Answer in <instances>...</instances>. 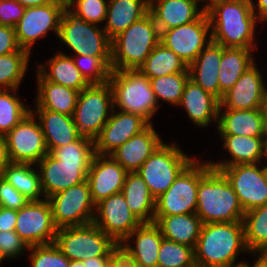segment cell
Wrapping results in <instances>:
<instances>
[{
  "instance_id": "obj_31",
  "label": "cell",
  "mask_w": 267,
  "mask_h": 267,
  "mask_svg": "<svg viewBox=\"0 0 267 267\" xmlns=\"http://www.w3.org/2000/svg\"><path fill=\"white\" fill-rule=\"evenodd\" d=\"M36 79L38 80L36 109H47L73 116L79 91L47 81L38 71Z\"/></svg>"
},
{
  "instance_id": "obj_60",
  "label": "cell",
  "mask_w": 267,
  "mask_h": 267,
  "mask_svg": "<svg viewBox=\"0 0 267 267\" xmlns=\"http://www.w3.org/2000/svg\"><path fill=\"white\" fill-rule=\"evenodd\" d=\"M203 1L206 2L207 4L203 5V9L206 11L211 5H213L214 3L216 2H219V1H228V0H201V2Z\"/></svg>"
},
{
  "instance_id": "obj_24",
  "label": "cell",
  "mask_w": 267,
  "mask_h": 267,
  "mask_svg": "<svg viewBox=\"0 0 267 267\" xmlns=\"http://www.w3.org/2000/svg\"><path fill=\"white\" fill-rule=\"evenodd\" d=\"M201 0H149V13L159 33L196 21L204 12L198 9ZM156 2V3H155Z\"/></svg>"
},
{
  "instance_id": "obj_34",
  "label": "cell",
  "mask_w": 267,
  "mask_h": 267,
  "mask_svg": "<svg viewBox=\"0 0 267 267\" xmlns=\"http://www.w3.org/2000/svg\"><path fill=\"white\" fill-rule=\"evenodd\" d=\"M47 64L49 66L41 64L37 68V71L47 81L64 85L79 92L90 85L75 66L73 57L67 56L65 53L58 52V54L47 61ZM46 68H49V71Z\"/></svg>"
},
{
  "instance_id": "obj_53",
  "label": "cell",
  "mask_w": 267,
  "mask_h": 267,
  "mask_svg": "<svg viewBox=\"0 0 267 267\" xmlns=\"http://www.w3.org/2000/svg\"><path fill=\"white\" fill-rule=\"evenodd\" d=\"M10 163L8 149L5 137L0 135V176L3 175L4 169Z\"/></svg>"
},
{
  "instance_id": "obj_8",
  "label": "cell",
  "mask_w": 267,
  "mask_h": 267,
  "mask_svg": "<svg viewBox=\"0 0 267 267\" xmlns=\"http://www.w3.org/2000/svg\"><path fill=\"white\" fill-rule=\"evenodd\" d=\"M194 160L179 149V146L163 143L136 171L154 198L165 193L179 174Z\"/></svg>"
},
{
  "instance_id": "obj_43",
  "label": "cell",
  "mask_w": 267,
  "mask_h": 267,
  "mask_svg": "<svg viewBox=\"0 0 267 267\" xmlns=\"http://www.w3.org/2000/svg\"><path fill=\"white\" fill-rule=\"evenodd\" d=\"M194 248L163 238L157 267H192Z\"/></svg>"
},
{
  "instance_id": "obj_35",
  "label": "cell",
  "mask_w": 267,
  "mask_h": 267,
  "mask_svg": "<svg viewBox=\"0 0 267 267\" xmlns=\"http://www.w3.org/2000/svg\"><path fill=\"white\" fill-rule=\"evenodd\" d=\"M252 51L254 49L224 47L218 72L220 99L224 93L234 86L241 75L255 63Z\"/></svg>"
},
{
  "instance_id": "obj_61",
  "label": "cell",
  "mask_w": 267,
  "mask_h": 267,
  "mask_svg": "<svg viewBox=\"0 0 267 267\" xmlns=\"http://www.w3.org/2000/svg\"><path fill=\"white\" fill-rule=\"evenodd\" d=\"M69 267H86V266L83 264V261L73 260V261H70Z\"/></svg>"
},
{
  "instance_id": "obj_7",
  "label": "cell",
  "mask_w": 267,
  "mask_h": 267,
  "mask_svg": "<svg viewBox=\"0 0 267 267\" xmlns=\"http://www.w3.org/2000/svg\"><path fill=\"white\" fill-rule=\"evenodd\" d=\"M211 168L208 161L193 160L167 191L156 198L154 216L195 214L199 181Z\"/></svg>"
},
{
  "instance_id": "obj_4",
  "label": "cell",
  "mask_w": 267,
  "mask_h": 267,
  "mask_svg": "<svg viewBox=\"0 0 267 267\" xmlns=\"http://www.w3.org/2000/svg\"><path fill=\"white\" fill-rule=\"evenodd\" d=\"M159 42L158 27L148 13L111 40V70L139 69Z\"/></svg>"
},
{
  "instance_id": "obj_55",
  "label": "cell",
  "mask_w": 267,
  "mask_h": 267,
  "mask_svg": "<svg viewBox=\"0 0 267 267\" xmlns=\"http://www.w3.org/2000/svg\"><path fill=\"white\" fill-rule=\"evenodd\" d=\"M19 2L23 7H40L45 6L52 3L54 0H16Z\"/></svg>"
},
{
  "instance_id": "obj_33",
  "label": "cell",
  "mask_w": 267,
  "mask_h": 267,
  "mask_svg": "<svg viewBox=\"0 0 267 267\" xmlns=\"http://www.w3.org/2000/svg\"><path fill=\"white\" fill-rule=\"evenodd\" d=\"M224 149L228 150L231 160L223 162H209L216 170L237 164L256 163L261 165L262 158V137H249L240 135H221Z\"/></svg>"
},
{
  "instance_id": "obj_23",
  "label": "cell",
  "mask_w": 267,
  "mask_h": 267,
  "mask_svg": "<svg viewBox=\"0 0 267 267\" xmlns=\"http://www.w3.org/2000/svg\"><path fill=\"white\" fill-rule=\"evenodd\" d=\"M163 143L151 123L113 151L110 156L127 172H136Z\"/></svg>"
},
{
  "instance_id": "obj_6",
  "label": "cell",
  "mask_w": 267,
  "mask_h": 267,
  "mask_svg": "<svg viewBox=\"0 0 267 267\" xmlns=\"http://www.w3.org/2000/svg\"><path fill=\"white\" fill-rule=\"evenodd\" d=\"M54 244L70 261L120 254L119 244L94 223L58 228Z\"/></svg>"
},
{
  "instance_id": "obj_46",
  "label": "cell",
  "mask_w": 267,
  "mask_h": 267,
  "mask_svg": "<svg viewBox=\"0 0 267 267\" xmlns=\"http://www.w3.org/2000/svg\"><path fill=\"white\" fill-rule=\"evenodd\" d=\"M107 6L108 1L106 0H66V7L71 12L83 18L86 22L96 25L106 20ZM71 7H73V10Z\"/></svg>"
},
{
  "instance_id": "obj_41",
  "label": "cell",
  "mask_w": 267,
  "mask_h": 267,
  "mask_svg": "<svg viewBox=\"0 0 267 267\" xmlns=\"http://www.w3.org/2000/svg\"><path fill=\"white\" fill-rule=\"evenodd\" d=\"M189 78V72H180L149 80L158 103L159 99H162L169 104L178 106L182 98L184 86Z\"/></svg>"
},
{
  "instance_id": "obj_18",
  "label": "cell",
  "mask_w": 267,
  "mask_h": 267,
  "mask_svg": "<svg viewBox=\"0 0 267 267\" xmlns=\"http://www.w3.org/2000/svg\"><path fill=\"white\" fill-rule=\"evenodd\" d=\"M42 192L48 197L64 191L87 179L91 162H64L51 153L38 163Z\"/></svg>"
},
{
  "instance_id": "obj_2",
  "label": "cell",
  "mask_w": 267,
  "mask_h": 267,
  "mask_svg": "<svg viewBox=\"0 0 267 267\" xmlns=\"http://www.w3.org/2000/svg\"><path fill=\"white\" fill-rule=\"evenodd\" d=\"M249 252L242 221L203 224L194 248L195 264L205 267H240L237 255Z\"/></svg>"
},
{
  "instance_id": "obj_14",
  "label": "cell",
  "mask_w": 267,
  "mask_h": 267,
  "mask_svg": "<svg viewBox=\"0 0 267 267\" xmlns=\"http://www.w3.org/2000/svg\"><path fill=\"white\" fill-rule=\"evenodd\" d=\"M65 8L66 0H54L45 6L26 8L14 27L19 46L31 53L33 43L46 36L49 30L55 31L58 36Z\"/></svg>"
},
{
  "instance_id": "obj_11",
  "label": "cell",
  "mask_w": 267,
  "mask_h": 267,
  "mask_svg": "<svg viewBox=\"0 0 267 267\" xmlns=\"http://www.w3.org/2000/svg\"><path fill=\"white\" fill-rule=\"evenodd\" d=\"M47 199L57 228L84 226L94 221L96 204L87 179Z\"/></svg>"
},
{
  "instance_id": "obj_13",
  "label": "cell",
  "mask_w": 267,
  "mask_h": 267,
  "mask_svg": "<svg viewBox=\"0 0 267 267\" xmlns=\"http://www.w3.org/2000/svg\"><path fill=\"white\" fill-rule=\"evenodd\" d=\"M211 41V25L206 11L194 22L160 33V42L178 55L187 66Z\"/></svg>"
},
{
  "instance_id": "obj_42",
  "label": "cell",
  "mask_w": 267,
  "mask_h": 267,
  "mask_svg": "<svg viewBox=\"0 0 267 267\" xmlns=\"http://www.w3.org/2000/svg\"><path fill=\"white\" fill-rule=\"evenodd\" d=\"M74 57L75 66L90 84L108 82L111 72V56L75 55Z\"/></svg>"
},
{
  "instance_id": "obj_52",
  "label": "cell",
  "mask_w": 267,
  "mask_h": 267,
  "mask_svg": "<svg viewBox=\"0 0 267 267\" xmlns=\"http://www.w3.org/2000/svg\"><path fill=\"white\" fill-rule=\"evenodd\" d=\"M118 256H99L83 261L86 267H111Z\"/></svg>"
},
{
  "instance_id": "obj_59",
  "label": "cell",
  "mask_w": 267,
  "mask_h": 267,
  "mask_svg": "<svg viewBox=\"0 0 267 267\" xmlns=\"http://www.w3.org/2000/svg\"><path fill=\"white\" fill-rule=\"evenodd\" d=\"M262 156H266L267 159V131L262 136Z\"/></svg>"
},
{
  "instance_id": "obj_16",
  "label": "cell",
  "mask_w": 267,
  "mask_h": 267,
  "mask_svg": "<svg viewBox=\"0 0 267 267\" xmlns=\"http://www.w3.org/2000/svg\"><path fill=\"white\" fill-rule=\"evenodd\" d=\"M258 167L256 163H247L224 167L220 170L238 196L244 212L267 204V180L264 167Z\"/></svg>"
},
{
  "instance_id": "obj_56",
  "label": "cell",
  "mask_w": 267,
  "mask_h": 267,
  "mask_svg": "<svg viewBox=\"0 0 267 267\" xmlns=\"http://www.w3.org/2000/svg\"><path fill=\"white\" fill-rule=\"evenodd\" d=\"M111 267H140V266H137L136 264L127 260L121 254H119L118 257L116 258V260L111 265Z\"/></svg>"
},
{
  "instance_id": "obj_17",
  "label": "cell",
  "mask_w": 267,
  "mask_h": 267,
  "mask_svg": "<svg viewBox=\"0 0 267 267\" xmlns=\"http://www.w3.org/2000/svg\"><path fill=\"white\" fill-rule=\"evenodd\" d=\"M95 210L93 223L117 244L141 224L130 211L122 192L101 200Z\"/></svg>"
},
{
  "instance_id": "obj_30",
  "label": "cell",
  "mask_w": 267,
  "mask_h": 267,
  "mask_svg": "<svg viewBox=\"0 0 267 267\" xmlns=\"http://www.w3.org/2000/svg\"><path fill=\"white\" fill-rule=\"evenodd\" d=\"M148 13L149 0H108L107 22L103 29L112 40Z\"/></svg>"
},
{
  "instance_id": "obj_9",
  "label": "cell",
  "mask_w": 267,
  "mask_h": 267,
  "mask_svg": "<svg viewBox=\"0 0 267 267\" xmlns=\"http://www.w3.org/2000/svg\"><path fill=\"white\" fill-rule=\"evenodd\" d=\"M108 110H113V94L109 82L90 84L81 90L73 114L81 136L94 140L111 116Z\"/></svg>"
},
{
  "instance_id": "obj_25",
  "label": "cell",
  "mask_w": 267,
  "mask_h": 267,
  "mask_svg": "<svg viewBox=\"0 0 267 267\" xmlns=\"http://www.w3.org/2000/svg\"><path fill=\"white\" fill-rule=\"evenodd\" d=\"M184 106L190 120L197 126L207 127L218 119L220 100L205 91L190 78L186 82L179 106Z\"/></svg>"
},
{
  "instance_id": "obj_50",
  "label": "cell",
  "mask_w": 267,
  "mask_h": 267,
  "mask_svg": "<svg viewBox=\"0 0 267 267\" xmlns=\"http://www.w3.org/2000/svg\"><path fill=\"white\" fill-rule=\"evenodd\" d=\"M20 49L14 27L0 25V56Z\"/></svg>"
},
{
  "instance_id": "obj_47",
  "label": "cell",
  "mask_w": 267,
  "mask_h": 267,
  "mask_svg": "<svg viewBox=\"0 0 267 267\" xmlns=\"http://www.w3.org/2000/svg\"><path fill=\"white\" fill-rule=\"evenodd\" d=\"M29 246L14 231H0V259H12L21 255ZM23 251V252H22Z\"/></svg>"
},
{
  "instance_id": "obj_62",
  "label": "cell",
  "mask_w": 267,
  "mask_h": 267,
  "mask_svg": "<svg viewBox=\"0 0 267 267\" xmlns=\"http://www.w3.org/2000/svg\"><path fill=\"white\" fill-rule=\"evenodd\" d=\"M264 173H265L266 180H267V166H264Z\"/></svg>"
},
{
  "instance_id": "obj_58",
  "label": "cell",
  "mask_w": 267,
  "mask_h": 267,
  "mask_svg": "<svg viewBox=\"0 0 267 267\" xmlns=\"http://www.w3.org/2000/svg\"><path fill=\"white\" fill-rule=\"evenodd\" d=\"M258 256H259L258 259L255 260V263L252 267H267V258L264 255L258 254ZM240 267H251V266L244 261V263Z\"/></svg>"
},
{
  "instance_id": "obj_48",
  "label": "cell",
  "mask_w": 267,
  "mask_h": 267,
  "mask_svg": "<svg viewBox=\"0 0 267 267\" xmlns=\"http://www.w3.org/2000/svg\"><path fill=\"white\" fill-rule=\"evenodd\" d=\"M29 200L0 176V207L12 210L21 209Z\"/></svg>"
},
{
  "instance_id": "obj_10",
  "label": "cell",
  "mask_w": 267,
  "mask_h": 267,
  "mask_svg": "<svg viewBox=\"0 0 267 267\" xmlns=\"http://www.w3.org/2000/svg\"><path fill=\"white\" fill-rule=\"evenodd\" d=\"M58 37L76 55L111 56V39L104 29L86 22L68 7L63 11Z\"/></svg>"
},
{
  "instance_id": "obj_21",
  "label": "cell",
  "mask_w": 267,
  "mask_h": 267,
  "mask_svg": "<svg viewBox=\"0 0 267 267\" xmlns=\"http://www.w3.org/2000/svg\"><path fill=\"white\" fill-rule=\"evenodd\" d=\"M266 95V86L256 64L250 66L232 88L223 94L219 108L230 110L259 109Z\"/></svg>"
},
{
  "instance_id": "obj_40",
  "label": "cell",
  "mask_w": 267,
  "mask_h": 267,
  "mask_svg": "<svg viewBox=\"0 0 267 267\" xmlns=\"http://www.w3.org/2000/svg\"><path fill=\"white\" fill-rule=\"evenodd\" d=\"M17 90L12 89L14 93L9 92V89L0 90V135L5 136L31 112L17 95H14Z\"/></svg>"
},
{
  "instance_id": "obj_38",
  "label": "cell",
  "mask_w": 267,
  "mask_h": 267,
  "mask_svg": "<svg viewBox=\"0 0 267 267\" xmlns=\"http://www.w3.org/2000/svg\"><path fill=\"white\" fill-rule=\"evenodd\" d=\"M242 222L247 249L263 255L267 251V204L245 212Z\"/></svg>"
},
{
  "instance_id": "obj_5",
  "label": "cell",
  "mask_w": 267,
  "mask_h": 267,
  "mask_svg": "<svg viewBox=\"0 0 267 267\" xmlns=\"http://www.w3.org/2000/svg\"><path fill=\"white\" fill-rule=\"evenodd\" d=\"M108 82L113 94V108L122 112L140 115L149 124L158 110V102L150 80L138 69L111 70Z\"/></svg>"
},
{
  "instance_id": "obj_1",
  "label": "cell",
  "mask_w": 267,
  "mask_h": 267,
  "mask_svg": "<svg viewBox=\"0 0 267 267\" xmlns=\"http://www.w3.org/2000/svg\"><path fill=\"white\" fill-rule=\"evenodd\" d=\"M206 13L210 20L212 42L223 47H257L254 31L258 18L252 10L251 0L219 1L211 5Z\"/></svg>"
},
{
  "instance_id": "obj_32",
  "label": "cell",
  "mask_w": 267,
  "mask_h": 267,
  "mask_svg": "<svg viewBox=\"0 0 267 267\" xmlns=\"http://www.w3.org/2000/svg\"><path fill=\"white\" fill-rule=\"evenodd\" d=\"M122 193L130 211L141 223H153L156 199L137 172H128Z\"/></svg>"
},
{
  "instance_id": "obj_64",
  "label": "cell",
  "mask_w": 267,
  "mask_h": 267,
  "mask_svg": "<svg viewBox=\"0 0 267 267\" xmlns=\"http://www.w3.org/2000/svg\"><path fill=\"white\" fill-rule=\"evenodd\" d=\"M263 255L267 258V251Z\"/></svg>"
},
{
  "instance_id": "obj_28",
  "label": "cell",
  "mask_w": 267,
  "mask_h": 267,
  "mask_svg": "<svg viewBox=\"0 0 267 267\" xmlns=\"http://www.w3.org/2000/svg\"><path fill=\"white\" fill-rule=\"evenodd\" d=\"M154 223L159 227L165 239L195 248L203 222L195 214L154 216Z\"/></svg>"
},
{
  "instance_id": "obj_49",
  "label": "cell",
  "mask_w": 267,
  "mask_h": 267,
  "mask_svg": "<svg viewBox=\"0 0 267 267\" xmlns=\"http://www.w3.org/2000/svg\"><path fill=\"white\" fill-rule=\"evenodd\" d=\"M25 10L16 0H0V25L15 27Z\"/></svg>"
},
{
  "instance_id": "obj_3",
  "label": "cell",
  "mask_w": 267,
  "mask_h": 267,
  "mask_svg": "<svg viewBox=\"0 0 267 267\" xmlns=\"http://www.w3.org/2000/svg\"><path fill=\"white\" fill-rule=\"evenodd\" d=\"M196 214L206 223L242 221L244 210L225 175L211 168L199 181Z\"/></svg>"
},
{
  "instance_id": "obj_57",
  "label": "cell",
  "mask_w": 267,
  "mask_h": 267,
  "mask_svg": "<svg viewBox=\"0 0 267 267\" xmlns=\"http://www.w3.org/2000/svg\"><path fill=\"white\" fill-rule=\"evenodd\" d=\"M260 111L262 115L263 127L267 131V95H265L263 102L260 105Z\"/></svg>"
},
{
  "instance_id": "obj_20",
  "label": "cell",
  "mask_w": 267,
  "mask_h": 267,
  "mask_svg": "<svg viewBox=\"0 0 267 267\" xmlns=\"http://www.w3.org/2000/svg\"><path fill=\"white\" fill-rule=\"evenodd\" d=\"M127 173L110 155L95 154L87 174L93 202L122 192Z\"/></svg>"
},
{
  "instance_id": "obj_54",
  "label": "cell",
  "mask_w": 267,
  "mask_h": 267,
  "mask_svg": "<svg viewBox=\"0 0 267 267\" xmlns=\"http://www.w3.org/2000/svg\"><path fill=\"white\" fill-rule=\"evenodd\" d=\"M251 4H252V10L257 16V18L260 20V22L266 21L267 20V0H258L257 6L254 5V2L251 0ZM255 8L258 9L257 10L258 13L255 11Z\"/></svg>"
},
{
  "instance_id": "obj_22",
  "label": "cell",
  "mask_w": 267,
  "mask_h": 267,
  "mask_svg": "<svg viewBox=\"0 0 267 267\" xmlns=\"http://www.w3.org/2000/svg\"><path fill=\"white\" fill-rule=\"evenodd\" d=\"M131 237H136L135 248L129 245L128 241ZM163 238L159 227L154 222L141 223L119 244L120 254L137 266L157 267Z\"/></svg>"
},
{
  "instance_id": "obj_12",
  "label": "cell",
  "mask_w": 267,
  "mask_h": 267,
  "mask_svg": "<svg viewBox=\"0 0 267 267\" xmlns=\"http://www.w3.org/2000/svg\"><path fill=\"white\" fill-rule=\"evenodd\" d=\"M31 110L4 137L12 163L36 164L48 154L41 125Z\"/></svg>"
},
{
  "instance_id": "obj_37",
  "label": "cell",
  "mask_w": 267,
  "mask_h": 267,
  "mask_svg": "<svg viewBox=\"0 0 267 267\" xmlns=\"http://www.w3.org/2000/svg\"><path fill=\"white\" fill-rule=\"evenodd\" d=\"M33 165L10 162L4 169L2 177L29 201H41L40 196H44V194L41 188L40 173L31 167Z\"/></svg>"
},
{
  "instance_id": "obj_27",
  "label": "cell",
  "mask_w": 267,
  "mask_h": 267,
  "mask_svg": "<svg viewBox=\"0 0 267 267\" xmlns=\"http://www.w3.org/2000/svg\"><path fill=\"white\" fill-rule=\"evenodd\" d=\"M35 114L44 134L48 153L53 149L76 141L81 134L73 120V116L53 112L47 109H36Z\"/></svg>"
},
{
  "instance_id": "obj_63",
  "label": "cell",
  "mask_w": 267,
  "mask_h": 267,
  "mask_svg": "<svg viewBox=\"0 0 267 267\" xmlns=\"http://www.w3.org/2000/svg\"><path fill=\"white\" fill-rule=\"evenodd\" d=\"M192 267H205V266H200V265L194 264Z\"/></svg>"
},
{
  "instance_id": "obj_45",
  "label": "cell",
  "mask_w": 267,
  "mask_h": 267,
  "mask_svg": "<svg viewBox=\"0 0 267 267\" xmlns=\"http://www.w3.org/2000/svg\"><path fill=\"white\" fill-rule=\"evenodd\" d=\"M32 267H69L70 260L54 243L29 246Z\"/></svg>"
},
{
  "instance_id": "obj_29",
  "label": "cell",
  "mask_w": 267,
  "mask_h": 267,
  "mask_svg": "<svg viewBox=\"0 0 267 267\" xmlns=\"http://www.w3.org/2000/svg\"><path fill=\"white\" fill-rule=\"evenodd\" d=\"M217 128L221 135L262 137L265 132L260 109H225L223 112L219 108Z\"/></svg>"
},
{
  "instance_id": "obj_44",
  "label": "cell",
  "mask_w": 267,
  "mask_h": 267,
  "mask_svg": "<svg viewBox=\"0 0 267 267\" xmlns=\"http://www.w3.org/2000/svg\"><path fill=\"white\" fill-rule=\"evenodd\" d=\"M50 153L64 162H92L95 155L94 140L81 136L70 144L53 149Z\"/></svg>"
},
{
  "instance_id": "obj_36",
  "label": "cell",
  "mask_w": 267,
  "mask_h": 267,
  "mask_svg": "<svg viewBox=\"0 0 267 267\" xmlns=\"http://www.w3.org/2000/svg\"><path fill=\"white\" fill-rule=\"evenodd\" d=\"M149 79L180 72H189L188 66L172 50L159 42L138 69Z\"/></svg>"
},
{
  "instance_id": "obj_39",
  "label": "cell",
  "mask_w": 267,
  "mask_h": 267,
  "mask_svg": "<svg viewBox=\"0 0 267 267\" xmlns=\"http://www.w3.org/2000/svg\"><path fill=\"white\" fill-rule=\"evenodd\" d=\"M29 57L30 52L22 48L0 56V90L18 89L28 70Z\"/></svg>"
},
{
  "instance_id": "obj_15",
  "label": "cell",
  "mask_w": 267,
  "mask_h": 267,
  "mask_svg": "<svg viewBox=\"0 0 267 267\" xmlns=\"http://www.w3.org/2000/svg\"><path fill=\"white\" fill-rule=\"evenodd\" d=\"M57 227L48 199L28 201L17 211L15 232L28 246L54 243Z\"/></svg>"
},
{
  "instance_id": "obj_19",
  "label": "cell",
  "mask_w": 267,
  "mask_h": 267,
  "mask_svg": "<svg viewBox=\"0 0 267 267\" xmlns=\"http://www.w3.org/2000/svg\"><path fill=\"white\" fill-rule=\"evenodd\" d=\"M149 123L140 115L111 111L107 123L94 139L95 154L110 155L130 138L144 130Z\"/></svg>"
},
{
  "instance_id": "obj_26",
  "label": "cell",
  "mask_w": 267,
  "mask_h": 267,
  "mask_svg": "<svg viewBox=\"0 0 267 267\" xmlns=\"http://www.w3.org/2000/svg\"><path fill=\"white\" fill-rule=\"evenodd\" d=\"M224 47L210 42L188 66L190 79L220 100L218 72Z\"/></svg>"
},
{
  "instance_id": "obj_51",
  "label": "cell",
  "mask_w": 267,
  "mask_h": 267,
  "mask_svg": "<svg viewBox=\"0 0 267 267\" xmlns=\"http://www.w3.org/2000/svg\"><path fill=\"white\" fill-rule=\"evenodd\" d=\"M17 210L0 207V231L15 230Z\"/></svg>"
}]
</instances>
